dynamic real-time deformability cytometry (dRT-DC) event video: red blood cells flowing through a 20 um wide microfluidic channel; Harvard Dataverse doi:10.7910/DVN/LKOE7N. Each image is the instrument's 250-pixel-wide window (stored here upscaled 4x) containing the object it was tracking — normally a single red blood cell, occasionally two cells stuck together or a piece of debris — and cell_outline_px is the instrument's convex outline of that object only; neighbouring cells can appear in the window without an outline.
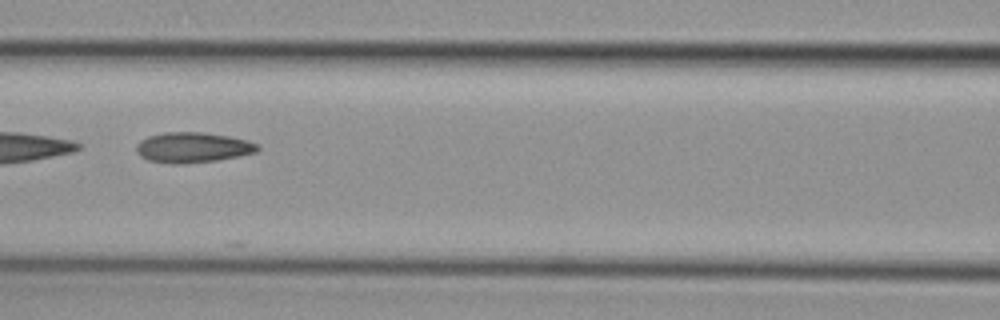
{"species": "common noctule bat (a hibernating species)", "species_latin": "Nyctalus noctula", "temperature_condition": "cold", "stored_images_in_passage": 9, "camera_frame_rate_fps": 3000, "um_per_image_px": 0.085, "animal": {"sex": "female", "body_mass_g": 29.2, "forearm_length_mm": 56.3}, "frame": {"image": 1, "passage_image": 7, "time_ms": 2.0, "image_size_px": [1000, 320], "cell_outline_px": [[260, 148], [256, 152], [240, 156], [216, 160], [184, 164], [172, 164], [148, 160], [140, 156], [136, 152], [136, 144], [140, 140], [148, 136], [164, 132], [204, 132], [228, 136], [248, 140], [260, 144]], "centroid_in_image_um": [16.38, 12.53], "position_along_channel_um": 150.2, "area_um2": 21.68}}
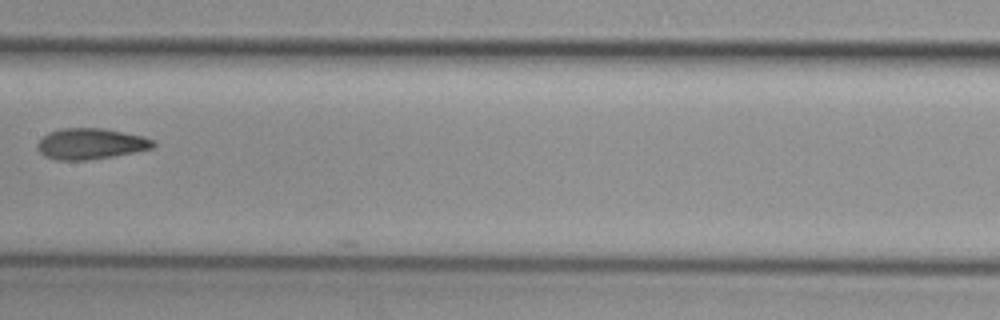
{"frame": {"image": 2, "passage_image": 8, "time_ms": 2.333, "image_size_px": [1000, 320], "cell_outline_px": [[156, 144], [152, 148], [112, 156], [88, 160], [56, 160], [44, 156], [36, 148], [36, 144], [48, 132], [60, 128], [104, 128], [144, 136], [152, 140]], "centroid_in_image_um": [7.67, 12.21], "position_along_channel_um": 199.7, "area_um2": 20.87}}